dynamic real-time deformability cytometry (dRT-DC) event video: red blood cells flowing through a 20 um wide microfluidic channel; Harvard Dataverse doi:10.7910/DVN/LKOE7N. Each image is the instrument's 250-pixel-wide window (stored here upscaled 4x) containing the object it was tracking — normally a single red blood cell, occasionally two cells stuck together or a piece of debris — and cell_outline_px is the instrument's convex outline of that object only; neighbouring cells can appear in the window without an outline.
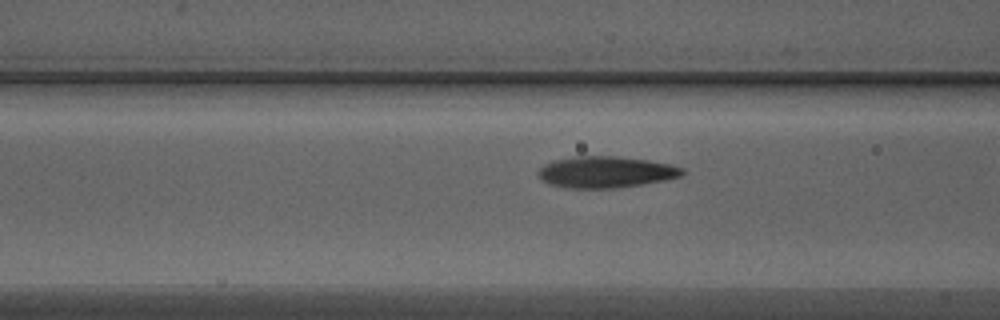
{"species": "Egyptian fruit bat (a non-hibernating species)", "species_latin": "Rousettus aegyptiacus", "temperature_condition": "warm", "stored_images_in_passage": 5, "camera_frame_rate_fps": 3000, "um_per_image_px": 0.085, "animal": {"sex": "male"}, "frame": {"image": 1, "passage_image": 4, "time_ms": 1.0, "image_size_px": [1000, 320], "cell_outline_px": [[684, 172], [680, 176], [668, 180], [644, 184], [616, 188], [572, 188], [548, 184], [536, 172], [544, 164], [556, 160], [576, 156], [616, 156], [648, 160], [672, 164], [684, 168]], "centroid_in_image_um": [51.54, 14.62], "position_along_channel_um": 115.1, "area_um2": 26.41}}